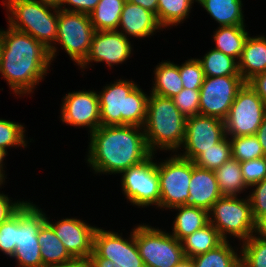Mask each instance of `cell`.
Returning <instances> with one entry per match:
<instances>
[{"instance_id": "5", "label": "cell", "mask_w": 266, "mask_h": 267, "mask_svg": "<svg viewBox=\"0 0 266 267\" xmlns=\"http://www.w3.org/2000/svg\"><path fill=\"white\" fill-rule=\"evenodd\" d=\"M8 26L29 34L42 43L50 53L51 61L57 54V27L59 9L41 4L36 0H5ZM52 9V10H51ZM53 11V12H51Z\"/></svg>"}, {"instance_id": "40", "label": "cell", "mask_w": 266, "mask_h": 267, "mask_svg": "<svg viewBox=\"0 0 266 267\" xmlns=\"http://www.w3.org/2000/svg\"><path fill=\"white\" fill-rule=\"evenodd\" d=\"M17 242V212L0 224V251L12 257Z\"/></svg>"}, {"instance_id": "46", "label": "cell", "mask_w": 266, "mask_h": 267, "mask_svg": "<svg viewBox=\"0 0 266 267\" xmlns=\"http://www.w3.org/2000/svg\"><path fill=\"white\" fill-rule=\"evenodd\" d=\"M256 137L258 138V141L264 151V154L266 156V114L263 118V121L260 125V127L258 128L257 132H256Z\"/></svg>"}, {"instance_id": "38", "label": "cell", "mask_w": 266, "mask_h": 267, "mask_svg": "<svg viewBox=\"0 0 266 267\" xmlns=\"http://www.w3.org/2000/svg\"><path fill=\"white\" fill-rule=\"evenodd\" d=\"M199 97L200 90L183 88L172 99L178 110L188 118L200 114Z\"/></svg>"}, {"instance_id": "25", "label": "cell", "mask_w": 266, "mask_h": 267, "mask_svg": "<svg viewBox=\"0 0 266 267\" xmlns=\"http://www.w3.org/2000/svg\"><path fill=\"white\" fill-rule=\"evenodd\" d=\"M154 81L151 94L173 98L182 89L183 83L179 74V65L170 61L159 63L154 69Z\"/></svg>"}, {"instance_id": "2", "label": "cell", "mask_w": 266, "mask_h": 267, "mask_svg": "<svg viewBox=\"0 0 266 267\" xmlns=\"http://www.w3.org/2000/svg\"><path fill=\"white\" fill-rule=\"evenodd\" d=\"M49 50L31 35L10 26L2 30L0 73L14 94H30L47 75L51 64Z\"/></svg>"}, {"instance_id": "53", "label": "cell", "mask_w": 266, "mask_h": 267, "mask_svg": "<svg viewBox=\"0 0 266 267\" xmlns=\"http://www.w3.org/2000/svg\"><path fill=\"white\" fill-rule=\"evenodd\" d=\"M1 51H2V30L0 29V58H1Z\"/></svg>"}, {"instance_id": "12", "label": "cell", "mask_w": 266, "mask_h": 267, "mask_svg": "<svg viewBox=\"0 0 266 267\" xmlns=\"http://www.w3.org/2000/svg\"><path fill=\"white\" fill-rule=\"evenodd\" d=\"M94 33L89 14L59 9L56 42L78 66L89 53Z\"/></svg>"}, {"instance_id": "29", "label": "cell", "mask_w": 266, "mask_h": 267, "mask_svg": "<svg viewBox=\"0 0 266 267\" xmlns=\"http://www.w3.org/2000/svg\"><path fill=\"white\" fill-rule=\"evenodd\" d=\"M123 6L122 0H100L89 14L95 31L118 30Z\"/></svg>"}, {"instance_id": "9", "label": "cell", "mask_w": 266, "mask_h": 267, "mask_svg": "<svg viewBox=\"0 0 266 267\" xmlns=\"http://www.w3.org/2000/svg\"><path fill=\"white\" fill-rule=\"evenodd\" d=\"M160 183V208H175L188 205L189 187L192 177V161L177 153L157 163Z\"/></svg>"}, {"instance_id": "3", "label": "cell", "mask_w": 266, "mask_h": 267, "mask_svg": "<svg viewBox=\"0 0 266 267\" xmlns=\"http://www.w3.org/2000/svg\"><path fill=\"white\" fill-rule=\"evenodd\" d=\"M101 126H144L148 95L133 81L117 80L98 94Z\"/></svg>"}, {"instance_id": "37", "label": "cell", "mask_w": 266, "mask_h": 267, "mask_svg": "<svg viewBox=\"0 0 266 267\" xmlns=\"http://www.w3.org/2000/svg\"><path fill=\"white\" fill-rule=\"evenodd\" d=\"M179 74L183 83V88L200 90L205 79L202 64L198 59L186 60L179 66Z\"/></svg>"}, {"instance_id": "18", "label": "cell", "mask_w": 266, "mask_h": 267, "mask_svg": "<svg viewBox=\"0 0 266 267\" xmlns=\"http://www.w3.org/2000/svg\"><path fill=\"white\" fill-rule=\"evenodd\" d=\"M132 45L128 37L119 30L95 31L86 59L79 65L85 69L90 62H106L108 67L122 64L132 54Z\"/></svg>"}, {"instance_id": "15", "label": "cell", "mask_w": 266, "mask_h": 267, "mask_svg": "<svg viewBox=\"0 0 266 267\" xmlns=\"http://www.w3.org/2000/svg\"><path fill=\"white\" fill-rule=\"evenodd\" d=\"M130 238L113 231L96 228L93 238V251L101 258L113 262L114 267H145L135 239V228Z\"/></svg>"}, {"instance_id": "31", "label": "cell", "mask_w": 266, "mask_h": 267, "mask_svg": "<svg viewBox=\"0 0 266 267\" xmlns=\"http://www.w3.org/2000/svg\"><path fill=\"white\" fill-rule=\"evenodd\" d=\"M198 60L207 77L241 76L237 60L215 49H211Z\"/></svg>"}, {"instance_id": "21", "label": "cell", "mask_w": 266, "mask_h": 267, "mask_svg": "<svg viewBox=\"0 0 266 267\" xmlns=\"http://www.w3.org/2000/svg\"><path fill=\"white\" fill-rule=\"evenodd\" d=\"M38 243L43 266L84 265L78 263L66 250L64 244L56 236L52 226L45 221L38 232Z\"/></svg>"}, {"instance_id": "26", "label": "cell", "mask_w": 266, "mask_h": 267, "mask_svg": "<svg viewBox=\"0 0 266 267\" xmlns=\"http://www.w3.org/2000/svg\"><path fill=\"white\" fill-rule=\"evenodd\" d=\"M223 241L217 229L209 222L206 226L182 239L181 244L184 256L193 258L216 248Z\"/></svg>"}, {"instance_id": "1", "label": "cell", "mask_w": 266, "mask_h": 267, "mask_svg": "<svg viewBox=\"0 0 266 267\" xmlns=\"http://www.w3.org/2000/svg\"><path fill=\"white\" fill-rule=\"evenodd\" d=\"M142 130L133 125L100 126L90 134L89 166L95 173L119 174L145 161L153 153Z\"/></svg>"}, {"instance_id": "35", "label": "cell", "mask_w": 266, "mask_h": 267, "mask_svg": "<svg viewBox=\"0 0 266 267\" xmlns=\"http://www.w3.org/2000/svg\"><path fill=\"white\" fill-rule=\"evenodd\" d=\"M242 244L241 267H266V242L254 234Z\"/></svg>"}, {"instance_id": "50", "label": "cell", "mask_w": 266, "mask_h": 267, "mask_svg": "<svg viewBox=\"0 0 266 267\" xmlns=\"http://www.w3.org/2000/svg\"><path fill=\"white\" fill-rule=\"evenodd\" d=\"M8 152L4 151L3 149L0 148V176L5 180L6 176H5V172H4V166L5 164H3V160L6 157Z\"/></svg>"}, {"instance_id": "45", "label": "cell", "mask_w": 266, "mask_h": 267, "mask_svg": "<svg viewBox=\"0 0 266 267\" xmlns=\"http://www.w3.org/2000/svg\"><path fill=\"white\" fill-rule=\"evenodd\" d=\"M84 267H114L113 262L99 257L94 251L84 263Z\"/></svg>"}, {"instance_id": "17", "label": "cell", "mask_w": 266, "mask_h": 267, "mask_svg": "<svg viewBox=\"0 0 266 267\" xmlns=\"http://www.w3.org/2000/svg\"><path fill=\"white\" fill-rule=\"evenodd\" d=\"M48 219L46 217V221L52 226L69 254L78 263L84 264L93 252V238L97 227L77 218H63L55 224Z\"/></svg>"}, {"instance_id": "19", "label": "cell", "mask_w": 266, "mask_h": 267, "mask_svg": "<svg viewBox=\"0 0 266 267\" xmlns=\"http://www.w3.org/2000/svg\"><path fill=\"white\" fill-rule=\"evenodd\" d=\"M222 194L214 170L199 167L192 161L188 205L210 211Z\"/></svg>"}, {"instance_id": "32", "label": "cell", "mask_w": 266, "mask_h": 267, "mask_svg": "<svg viewBox=\"0 0 266 267\" xmlns=\"http://www.w3.org/2000/svg\"><path fill=\"white\" fill-rule=\"evenodd\" d=\"M194 1L197 0H158L157 20L161 27L176 26L186 20Z\"/></svg>"}, {"instance_id": "54", "label": "cell", "mask_w": 266, "mask_h": 267, "mask_svg": "<svg viewBox=\"0 0 266 267\" xmlns=\"http://www.w3.org/2000/svg\"><path fill=\"white\" fill-rule=\"evenodd\" d=\"M5 182V180L0 176V187Z\"/></svg>"}, {"instance_id": "41", "label": "cell", "mask_w": 266, "mask_h": 267, "mask_svg": "<svg viewBox=\"0 0 266 267\" xmlns=\"http://www.w3.org/2000/svg\"><path fill=\"white\" fill-rule=\"evenodd\" d=\"M253 186L255 188L248 198L251 204L253 219L257 223L260 219L266 218V179Z\"/></svg>"}, {"instance_id": "22", "label": "cell", "mask_w": 266, "mask_h": 267, "mask_svg": "<svg viewBox=\"0 0 266 267\" xmlns=\"http://www.w3.org/2000/svg\"><path fill=\"white\" fill-rule=\"evenodd\" d=\"M238 67L246 83L255 75L266 71V37L248 35L238 60Z\"/></svg>"}, {"instance_id": "4", "label": "cell", "mask_w": 266, "mask_h": 267, "mask_svg": "<svg viewBox=\"0 0 266 267\" xmlns=\"http://www.w3.org/2000/svg\"><path fill=\"white\" fill-rule=\"evenodd\" d=\"M186 119L172 98L150 93L143 126L149 150L153 154L157 149L178 152L185 137Z\"/></svg>"}, {"instance_id": "30", "label": "cell", "mask_w": 266, "mask_h": 267, "mask_svg": "<svg viewBox=\"0 0 266 267\" xmlns=\"http://www.w3.org/2000/svg\"><path fill=\"white\" fill-rule=\"evenodd\" d=\"M235 251L227 240L206 253L194 256L192 261L194 267H241L240 255Z\"/></svg>"}, {"instance_id": "43", "label": "cell", "mask_w": 266, "mask_h": 267, "mask_svg": "<svg viewBox=\"0 0 266 267\" xmlns=\"http://www.w3.org/2000/svg\"><path fill=\"white\" fill-rule=\"evenodd\" d=\"M25 202L26 201L12 202L7 195L0 193V224L13 216Z\"/></svg>"}, {"instance_id": "11", "label": "cell", "mask_w": 266, "mask_h": 267, "mask_svg": "<svg viewBox=\"0 0 266 267\" xmlns=\"http://www.w3.org/2000/svg\"><path fill=\"white\" fill-rule=\"evenodd\" d=\"M154 155L120 173H123L121 177L123 194L139 208L149 205L160 207V183L157 162H153Z\"/></svg>"}, {"instance_id": "28", "label": "cell", "mask_w": 266, "mask_h": 267, "mask_svg": "<svg viewBox=\"0 0 266 267\" xmlns=\"http://www.w3.org/2000/svg\"><path fill=\"white\" fill-rule=\"evenodd\" d=\"M222 196H238L246 186L241 172L240 162L231 158L214 170Z\"/></svg>"}, {"instance_id": "48", "label": "cell", "mask_w": 266, "mask_h": 267, "mask_svg": "<svg viewBox=\"0 0 266 267\" xmlns=\"http://www.w3.org/2000/svg\"><path fill=\"white\" fill-rule=\"evenodd\" d=\"M255 234H258V238L266 242V218L260 219L256 223ZM260 235V236H259Z\"/></svg>"}, {"instance_id": "52", "label": "cell", "mask_w": 266, "mask_h": 267, "mask_svg": "<svg viewBox=\"0 0 266 267\" xmlns=\"http://www.w3.org/2000/svg\"><path fill=\"white\" fill-rule=\"evenodd\" d=\"M43 267H84V265H67V266H43Z\"/></svg>"}, {"instance_id": "33", "label": "cell", "mask_w": 266, "mask_h": 267, "mask_svg": "<svg viewBox=\"0 0 266 267\" xmlns=\"http://www.w3.org/2000/svg\"><path fill=\"white\" fill-rule=\"evenodd\" d=\"M231 158V144L229 137L225 136L219 143L215 144L214 147L201 153L193 162L199 167L208 170H216Z\"/></svg>"}, {"instance_id": "23", "label": "cell", "mask_w": 266, "mask_h": 267, "mask_svg": "<svg viewBox=\"0 0 266 267\" xmlns=\"http://www.w3.org/2000/svg\"><path fill=\"white\" fill-rule=\"evenodd\" d=\"M219 26H245L242 0H197Z\"/></svg>"}, {"instance_id": "27", "label": "cell", "mask_w": 266, "mask_h": 267, "mask_svg": "<svg viewBox=\"0 0 266 267\" xmlns=\"http://www.w3.org/2000/svg\"><path fill=\"white\" fill-rule=\"evenodd\" d=\"M248 35L245 26H219L213 35L216 44L213 49L238 61Z\"/></svg>"}, {"instance_id": "24", "label": "cell", "mask_w": 266, "mask_h": 267, "mask_svg": "<svg viewBox=\"0 0 266 267\" xmlns=\"http://www.w3.org/2000/svg\"><path fill=\"white\" fill-rule=\"evenodd\" d=\"M178 210L173 221L172 235L179 241L206 226L209 223V212L189 205L173 208Z\"/></svg>"}, {"instance_id": "20", "label": "cell", "mask_w": 266, "mask_h": 267, "mask_svg": "<svg viewBox=\"0 0 266 267\" xmlns=\"http://www.w3.org/2000/svg\"><path fill=\"white\" fill-rule=\"evenodd\" d=\"M125 37L145 38L163 28L156 14L131 2L124 3L118 29ZM130 35V36H127Z\"/></svg>"}, {"instance_id": "36", "label": "cell", "mask_w": 266, "mask_h": 267, "mask_svg": "<svg viewBox=\"0 0 266 267\" xmlns=\"http://www.w3.org/2000/svg\"><path fill=\"white\" fill-rule=\"evenodd\" d=\"M25 128L18 122L0 119V148L7 152L9 147H24L28 143L25 140Z\"/></svg>"}, {"instance_id": "6", "label": "cell", "mask_w": 266, "mask_h": 267, "mask_svg": "<svg viewBox=\"0 0 266 267\" xmlns=\"http://www.w3.org/2000/svg\"><path fill=\"white\" fill-rule=\"evenodd\" d=\"M209 222L217 229L224 241L228 240L229 234L244 242L254 235L256 230L248 196L246 199L222 196L210 209Z\"/></svg>"}, {"instance_id": "42", "label": "cell", "mask_w": 266, "mask_h": 267, "mask_svg": "<svg viewBox=\"0 0 266 267\" xmlns=\"http://www.w3.org/2000/svg\"><path fill=\"white\" fill-rule=\"evenodd\" d=\"M100 0H63L61 10L90 14ZM70 7H66V5ZM65 7V8H64Z\"/></svg>"}, {"instance_id": "10", "label": "cell", "mask_w": 266, "mask_h": 267, "mask_svg": "<svg viewBox=\"0 0 266 267\" xmlns=\"http://www.w3.org/2000/svg\"><path fill=\"white\" fill-rule=\"evenodd\" d=\"M266 114V106L248 83L237 92L225 122L227 137L255 135Z\"/></svg>"}, {"instance_id": "8", "label": "cell", "mask_w": 266, "mask_h": 267, "mask_svg": "<svg viewBox=\"0 0 266 267\" xmlns=\"http://www.w3.org/2000/svg\"><path fill=\"white\" fill-rule=\"evenodd\" d=\"M46 215L33 202L26 201L17 211V242L11 258L19 267H43L38 232Z\"/></svg>"}, {"instance_id": "39", "label": "cell", "mask_w": 266, "mask_h": 267, "mask_svg": "<svg viewBox=\"0 0 266 267\" xmlns=\"http://www.w3.org/2000/svg\"><path fill=\"white\" fill-rule=\"evenodd\" d=\"M240 167L243 180L248 188L266 179V156L240 162Z\"/></svg>"}, {"instance_id": "51", "label": "cell", "mask_w": 266, "mask_h": 267, "mask_svg": "<svg viewBox=\"0 0 266 267\" xmlns=\"http://www.w3.org/2000/svg\"><path fill=\"white\" fill-rule=\"evenodd\" d=\"M174 267H194L192 258L184 257L176 266Z\"/></svg>"}, {"instance_id": "14", "label": "cell", "mask_w": 266, "mask_h": 267, "mask_svg": "<svg viewBox=\"0 0 266 267\" xmlns=\"http://www.w3.org/2000/svg\"><path fill=\"white\" fill-rule=\"evenodd\" d=\"M225 122L219 118L201 114L186 119L185 137L182 144L184 159L194 161L205 150L214 147L224 137Z\"/></svg>"}, {"instance_id": "13", "label": "cell", "mask_w": 266, "mask_h": 267, "mask_svg": "<svg viewBox=\"0 0 266 267\" xmlns=\"http://www.w3.org/2000/svg\"><path fill=\"white\" fill-rule=\"evenodd\" d=\"M245 83L241 76H205L200 88V114L224 121L237 92Z\"/></svg>"}, {"instance_id": "44", "label": "cell", "mask_w": 266, "mask_h": 267, "mask_svg": "<svg viewBox=\"0 0 266 267\" xmlns=\"http://www.w3.org/2000/svg\"><path fill=\"white\" fill-rule=\"evenodd\" d=\"M266 106V71L255 75L247 82Z\"/></svg>"}, {"instance_id": "47", "label": "cell", "mask_w": 266, "mask_h": 267, "mask_svg": "<svg viewBox=\"0 0 266 267\" xmlns=\"http://www.w3.org/2000/svg\"><path fill=\"white\" fill-rule=\"evenodd\" d=\"M131 3L140 5L141 7L155 13L157 17L158 0H131Z\"/></svg>"}, {"instance_id": "55", "label": "cell", "mask_w": 266, "mask_h": 267, "mask_svg": "<svg viewBox=\"0 0 266 267\" xmlns=\"http://www.w3.org/2000/svg\"><path fill=\"white\" fill-rule=\"evenodd\" d=\"M124 3L131 2V0H122Z\"/></svg>"}, {"instance_id": "34", "label": "cell", "mask_w": 266, "mask_h": 267, "mask_svg": "<svg viewBox=\"0 0 266 267\" xmlns=\"http://www.w3.org/2000/svg\"><path fill=\"white\" fill-rule=\"evenodd\" d=\"M232 158L239 162L264 157V151L256 135L230 137Z\"/></svg>"}, {"instance_id": "16", "label": "cell", "mask_w": 266, "mask_h": 267, "mask_svg": "<svg viewBox=\"0 0 266 267\" xmlns=\"http://www.w3.org/2000/svg\"><path fill=\"white\" fill-rule=\"evenodd\" d=\"M61 117L63 123L89 128L90 134L101 126L99 96L95 91H74L63 97Z\"/></svg>"}, {"instance_id": "49", "label": "cell", "mask_w": 266, "mask_h": 267, "mask_svg": "<svg viewBox=\"0 0 266 267\" xmlns=\"http://www.w3.org/2000/svg\"><path fill=\"white\" fill-rule=\"evenodd\" d=\"M36 1L40 2L41 4H45L57 9L61 8L63 2V0H36Z\"/></svg>"}, {"instance_id": "7", "label": "cell", "mask_w": 266, "mask_h": 267, "mask_svg": "<svg viewBox=\"0 0 266 267\" xmlns=\"http://www.w3.org/2000/svg\"><path fill=\"white\" fill-rule=\"evenodd\" d=\"M135 239L145 267H174L185 257L181 241L159 228L137 225Z\"/></svg>"}]
</instances>
